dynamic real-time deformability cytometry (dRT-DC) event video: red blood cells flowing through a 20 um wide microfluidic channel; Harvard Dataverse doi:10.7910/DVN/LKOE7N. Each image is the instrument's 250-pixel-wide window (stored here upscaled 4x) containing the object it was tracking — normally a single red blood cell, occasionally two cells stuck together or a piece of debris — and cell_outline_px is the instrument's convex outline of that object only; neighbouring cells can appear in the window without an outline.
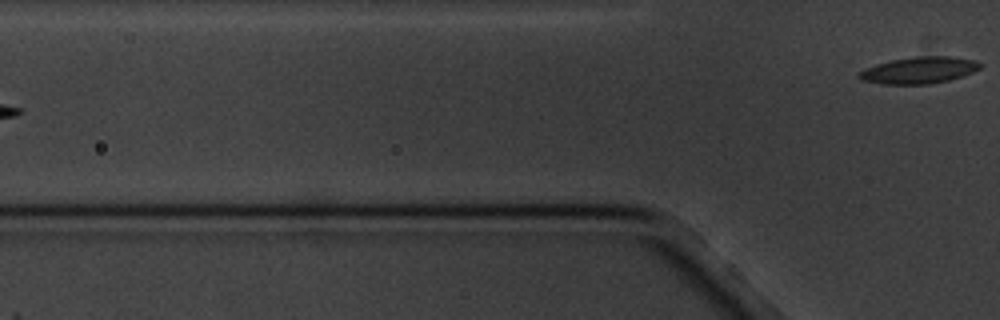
{"species": "common noctule bat (a hibernating species)", "species_latin": "Nyctalus noctula", "temperature_condition": "cold", "stored_images_in_passage": 7, "segment_of_instrument_passage": [2, 2], "camera_frame_rate_fps": 3000, "um_per_image_px": 0.085, "animal": {"sex": "male", "body_mass_g": 20.1, "forearm_length_mm": 53.5}, "frame": {"image": 1, "passage_image": 7, "time_ms": 6.667, "image_size_px": [1000, 320], "cell_outline_px": [[984, 64], [980, 68], [964, 76], [948, 80], [928, 84], [880, 84], [860, 80], [856, 76], [864, 68], [876, 64], [892, 60], [916, 56], [952, 56], [972, 60]], "centroid_in_image_um": [78.1, 5.97], "position_along_channel_um": 47.7, "area_um2": 18.9}}